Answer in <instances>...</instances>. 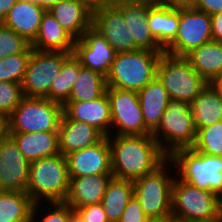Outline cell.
Wrapping results in <instances>:
<instances>
[{"label": "cell", "instance_id": "cell-1", "mask_svg": "<svg viewBox=\"0 0 222 222\" xmlns=\"http://www.w3.org/2000/svg\"><path fill=\"white\" fill-rule=\"evenodd\" d=\"M114 136H108L113 178L135 181L169 158L151 134Z\"/></svg>", "mask_w": 222, "mask_h": 222}, {"label": "cell", "instance_id": "cell-2", "mask_svg": "<svg viewBox=\"0 0 222 222\" xmlns=\"http://www.w3.org/2000/svg\"><path fill=\"white\" fill-rule=\"evenodd\" d=\"M164 51L136 50L115 54L107 87L139 92L156 77L158 61Z\"/></svg>", "mask_w": 222, "mask_h": 222}, {"label": "cell", "instance_id": "cell-3", "mask_svg": "<svg viewBox=\"0 0 222 222\" xmlns=\"http://www.w3.org/2000/svg\"><path fill=\"white\" fill-rule=\"evenodd\" d=\"M69 189L66 157L58 155L30 162L26 192L33 203L64 202Z\"/></svg>", "mask_w": 222, "mask_h": 222}, {"label": "cell", "instance_id": "cell-4", "mask_svg": "<svg viewBox=\"0 0 222 222\" xmlns=\"http://www.w3.org/2000/svg\"><path fill=\"white\" fill-rule=\"evenodd\" d=\"M196 133L190 103L170 99L160 123L151 135L170 157L177 150L192 148Z\"/></svg>", "mask_w": 222, "mask_h": 222}, {"label": "cell", "instance_id": "cell-5", "mask_svg": "<svg viewBox=\"0 0 222 222\" xmlns=\"http://www.w3.org/2000/svg\"><path fill=\"white\" fill-rule=\"evenodd\" d=\"M169 159L177 178L189 185L222 196V157L211 156L192 148L175 151Z\"/></svg>", "mask_w": 222, "mask_h": 222}, {"label": "cell", "instance_id": "cell-6", "mask_svg": "<svg viewBox=\"0 0 222 222\" xmlns=\"http://www.w3.org/2000/svg\"><path fill=\"white\" fill-rule=\"evenodd\" d=\"M172 185L171 215L178 222H211L219 218L220 198L177 179Z\"/></svg>", "mask_w": 222, "mask_h": 222}, {"label": "cell", "instance_id": "cell-7", "mask_svg": "<svg viewBox=\"0 0 222 222\" xmlns=\"http://www.w3.org/2000/svg\"><path fill=\"white\" fill-rule=\"evenodd\" d=\"M156 77L166 88L171 100L191 103L208 84L185 57L163 52L156 69Z\"/></svg>", "mask_w": 222, "mask_h": 222}, {"label": "cell", "instance_id": "cell-8", "mask_svg": "<svg viewBox=\"0 0 222 222\" xmlns=\"http://www.w3.org/2000/svg\"><path fill=\"white\" fill-rule=\"evenodd\" d=\"M63 105L48 98L24 97L7 117V132L58 131Z\"/></svg>", "mask_w": 222, "mask_h": 222}, {"label": "cell", "instance_id": "cell-9", "mask_svg": "<svg viewBox=\"0 0 222 222\" xmlns=\"http://www.w3.org/2000/svg\"><path fill=\"white\" fill-rule=\"evenodd\" d=\"M171 164L173 162L168 158L155 171L133 181L134 196L148 218L171 215L172 185L175 179L167 168Z\"/></svg>", "mask_w": 222, "mask_h": 222}, {"label": "cell", "instance_id": "cell-10", "mask_svg": "<svg viewBox=\"0 0 222 222\" xmlns=\"http://www.w3.org/2000/svg\"><path fill=\"white\" fill-rule=\"evenodd\" d=\"M212 40L211 15L194 8H181L177 35L164 52L185 57L192 50Z\"/></svg>", "mask_w": 222, "mask_h": 222}, {"label": "cell", "instance_id": "cell-11", "mask_svg": "<svg viewBox=\"0 0 222 222\" xmlns=\"http://www.w3.org/2000/svg\"><path fill=\"white\" fill-rule=\"evenodd\" d=\"M72 53L32 51L21 83L24 97L47 98L51 83Z\"/></svg>", "mask_w": 222, "mask_h": 222}, {"label": "cell", "instance_id": "cell-12", "mask_svg": "<svg viewBox=\"0 0 222 222\" xmlns=\"http://www.w3.org/2000/svg\"><path fill=\"white\" fill-rule=\"evenodd\" d=\"M110 101L111 129L113 135H148L151 131L145 126L138 94L135 91L107 87Z\"/></svg>", "mask_w": 222, "mask_h": 222}, {"label": "cell", "instance_id": "cell-13", "mask_svg": "<svg viewBox=\"0 0 222 222\" xmlns=\"http://www.w3.org/2000/svg\"><path fill=\"white\" fill-rule=\"evenodd\" d=\"M30 162L7 134L0 142V191L26 192Z\"/></svg>", "mask_w": 222, "mask_h": 222}, {"label": "cell", "instance_id": "cell-14", "mask_svg": "<svg viewBox=\"0 0 222 222\" xmlns=\"http://www.w3.org/2000/svg\"><path fill=\"white\" fill-rule=\"evenodd\" d=\"M72 54L82 67L107 76L115 57V50L93 26L75 40Z\"/></svg>", "mask_w": 222, "mask_h": 222}, {"label": "cell", "instance_id": "cell-15", "mask_svg": "<svg viewBox=\"0 0 222 222\" xmlns=\"http://www.w3.org/2000/svg\"><path fill=\"white\" fill-rule=\"evenodd\" d=\"M154 3V0H114V4L124 15L135 43V51H164L150 33L148 25V10Z\"/></svg>", "mask_w": 222, "mask_h": 222}, {"label": "cell", "instance_id": "cell-16", "mask_svg": "<svg viewBox=\"0 0 222 222\" xmlns=\"http://www.w3.org/2000/svg\"><path fill=\"white\" fill-rule=\"evenodd\" d=\"M69 179L86 175L112 174L108 137L97 144L65 155Z\"/></svg>", "mask_w": 222, "mask_h": 222}, {"label": "cell", "instance_id": "cell-17", "mask_svg": "<svg viewBox=\"0 0 222 222\" xmlns=\"http://www.w3.org/2000/svg\"><path fill=\"white\" fill-rule=\"evenodd\" d=\"M92 26L119 52L135 51V43L122 11L113 3L93 12Z\"/></svg>", "mask_w": 222, "mask_h": 222}, {"label": "cell", "instance_id": "cell-18", "mask_svg": "<svg viewBox=\"0 0 222 222\" xmlns=\"http://www.w3.org/2000/svg\"><path fill=\"white\" fill-rule=\"evenodd\" d=\"M63 113L69 119L95 127L105 137L113 132L110 129L111 109L107 93L92 101H66L63 104Z\"/></svg>", "mask_w": 222, "mask_h": 222}, {"label": "cell", "instance_id": "cell-19", "mask_svg": "<svg viewBox=\"0 0 222 222\" xmlns=\"http://www.w3.org/2000/svg\"><path fill=\"white\" fill-rule=\"evenodd\" d=\"M112 174L86 175L69 179V189L64 203L77 210L89 204L101 203Z\"/></svg>", "mask_w": 222, "mask_h": 222}, {"label": "cell", "instance_id": "cell-20", "mask_svg": "<svg viewBox=\"0 0 222 222\" xmlns=\"http://www.w3.org/2000/svg\"><path fill=\"white\" fill-rule=\"evenodd\" d=\"M105 136L95 127L69 119L64 113L58 129L59 152L64 156L70 152L93 146Z\"/></svg>", "mask_w": 222, "mask_h": 222}, {"label": "cell", "instance_id": "cell-21", "mask_svg": "<svg viewBox=\"0 0 222 222\" xmlns=\"http://www.w3.org/2000/svg\"><path fill=\"white\" fill-rule=\"evenodd\" d=\"M44 10L35 2L18 0L2 24L32 43L38 35Z\"/></svg>", "mask_w": 222, "mask_h": 222}, {"label": "cell", "instance_id": "cell-22", "mask_svg": "<svg viewBox=\"0 0 222 222\" xmlns=\"http://www.w3.org/2000/svg\"><path fill=\"white\" fill-rule=\"evenodd\" d=\"M75 40L48 10L43 14L38 35L31 47L37 51L72 53Z\"/></svg>", "mask_w": 222, "mask_h": 222}, {"label": "cell", "instance_id": "cell-23", "mask_svg": "<svg viewBox=\"0 0 222 222\" xmlns=\"http://www.w3.org/2000/svg\"><path fill=\"white\" fill-rule=\"evenodd\" d=\"M16 142L20 152L29 161L58 155V131L48 132H7Z\"/></svg>", "mask_w": 222, "mask_h": 222}, {"label": "cell", "instance_id": "cell-24", "mask_svg": "<svg viewBox=\"0 0 222 222\" xmlns=\"http://www.w3.org/2000/svg\"><path fill=\"white\" fill-rule=\"evenodd\" d=\"M49 11L75 39H80L92 26L93 12L77 0H62Z\"/></svg>", "mask_w": 222, "mask_h": 222}, {"label": "cell", "instance_id": "cell-25", "mask_svg": "<svg viewBox=\"0 0 222 222\" xmlns=\"http://www.w3.org/2000/svg\"><path fill=\"white\" fill-rule=\"evenodd\" d=\"M137 94L145 126L152 132L166 111L170 100L169 95L157 77L147 83Z\"/></svg>", "mask_w": 222, "mask_h": 222}, {"label": "cell", "instance_id": "cell-26", "mask_svg": "<svg viewBox=\"0 0 222 222\" xmlns=\"http://www.w3.org/2000/svg\"><path fill=\"white\" fill-rule=\"evenodd\" d=\"M150 33L165 49L176 37L179 27V9L154 3L148 10Z\"/></svg>", "mask_w": 222, "mask_h": 222}, {"label": "cell", "instance_id": "cell-27", "mask_svg": "<svg viewBox=\"0 0 222 222\" xmlns=\"http://www.w3.org/2000/svg\"><path fill=\"white\" fill-rule=\"evenodd\" d=\"M185 58L208 83L222 74V43L210 41L192 50Z\"/></svg>", "mask_w": 222, "mask_h": 222}, {"label": "cell", "instance_id": "cell-28", "mask_svg": "<svg viewBox=\"0 0 222 222\" xmlns=\"http://www.w3.org/2000/svg\"><path fill=\"white\" fill-rule=\"evenodd\" d=\"M196 130L222 121V97L208 83L190 103Z\"/></svg>", "mask_w": 222, "mask_h": 222}, {"label": "cell", "instance_id": "cell-29", "mask_svg": "<svg viewBox=\"0 0 222 222\" xmlns=\"http://www.w3.org/2000/svg\"><path fill=\"white\" fill-rule=\"evenodd\" d=\"M134 195L133 181L112 178L107 185L101 204L110 222H117Z\"/></svg>", "mask_w": 222, "mask_h": 222}, {"label": "cell", "instance_id": "cell-30", "mask_svg": "<svg viewBox=\"0 0 222 222\" xmlns=\"http://www.w3.org/2000/svg\"><path fill=\"white\" fill-rule=\"evenodd\" d=\"M106 77L89 68L81 67L67 101H92L106 93Z\"/></svg>", "mask_w": 222, "mask_h": 222}, {"label": "cell", "instance_id": "cell-31", "mask_svg": "<svg viewBox=\"0 0 222 222\" xmlns=\"http://www.w3.org/2000/svg\"><path fill=\"white\" fill-rule=\"evenodd\" d=\"M33 204L27 192L0 191V222H31Z\"/></svg>", "mask_w": 222, "mask_h": 222}, {"label": "cell", "instance_id": "cell-32", "mask_svg": "<svg viewBox=\"0 0 222 222\" xmlns=\"http://www.w3.org/2000/svg\"><path fill=\"white\" fill-rule=\"evenodd\" d=\"M81 67L80 62L72 54L63 63L60 72L53 79L47 98L63 105L70 97L73 84Z\"/></svg>", "mask_w": 222, "mask_h": 222}, {"label": "cell", "instance_id": "cell-33", "mask_svg": "<svg viewBox=\"0 0 222 222\" xmlns=\"http://www.w3.org/2000/svg\"><path fill=\"white\" fill-rule=\"evenodd\" d=\"M192 149L207 155L222 157V121L198 129Z\"/></svg>", "mask_w": 222, "mask_h": 222}, {"label": "cell", "instance_id": "cell-34", "mask_svg": "<svg viewBox=\"0 0 222 222\" xmlns=\"http://www.w3.org/2000/svg\"><path fill=\"white\" fill-rule=\"evenodd\" d=\"M32 51L30 45L24 52L0 59V81L21 84Z\"/></svg>", "mask_w": 222, "mask_h": 222}, {"label": "cell", "instance_id": "cell-35", "mask_svg": "<svg viewBox=\"0 0 222 222\" xmlns=\"http://www.w3.org/2000/svg\"><path fill=\"white\" fill-rule=\"evenodd\" d=\"M30 45L23 36L0 23V59L24 52Z\"/></svg>", "mask_w": 222, "mask_h": 222}, {"label": "cell", "instance_id": "cell-36", "mask_svg": "<svg viewBox=\"0 0 222 222\" xmlns=\"http://www.w3.org/2000/svg\"><path fill=\"white\" fill-rule=\"evenodd\" d=\"M24 98L20 83L0 81V115L7 118Z\"/></svg>", "mask_w": 222, "mask_h": 222}, {"label": "cell", "instance_id": "cell-37", "mask_svg": "<svg viewBox=\"0 0 222 222\" xmlns=\"http://www.w3.org/2000/svg\"><path fill=\"white\" fill-rule=\"evenodd\" d=\"M41 203H34L32 207V213H31V222H36V217L38 218V215L36 214L39 212L38 209H40ZM50 205L53 207H49L46 214L42 216V219L40 222H69V216L74 211L72 207L67 205L64 202H53L50 203ZM53 209V210H51Z\"/></svg>", "mask_w": 222, "mask_h": 222}, {"label": "cell", "instance_id": "cell-38", "mask_svg": "<svg viewBox=\"0 0 222 222\" xmlns=\"http://www.w3.org/2000/svg\"><path fill=\"white\" fill-rule=\"evenodd\" d=\"M147 218L148 217L141 208L140 202L133 195L117 222H146Z\"/></svg>", "mask_w": 222, "mask_h": 222}, {"label": "cell", "instance_id": "cell-39", "mask_svg": "<svg viewBox=\"0 0 222 222\" xmlns=\"http://www.w3.org/2000/svg\"><path fill=\"white\" fill-rule=\"evenodd\" d=\"M76 211L85 222H110L101 203L85 205Z\"/></svg>", "mask_w": 222, "mask_h": 222}, {"label": "cell", "instance_id": "cell-40", "mask_svg": "<svg viewBox=\"0 0 222 222\" xmlns=\"http://www.w3.org/2000/svg\"><path fill=\"white\" fill-rule=\"evenodd\" d=\"M193 8L211 16L216 15L222 12V0H196Z\"/></svg>", "mask_w": 222, "mask_h": 222}, {"label": "cell", "instance_id": "cell-41", "mask_svg": "<svg viewBox=\"0 0 222 222\" xmlns=\"http://www.w3.org/2000/svg\"><path fill=\"white\" fill-rule=\"evenodd\" d=\"M156 3L174 8H193L196 0H154Z\"/></svg>", "mask_w": 222, "mask_h": 222}, {"label": "cell", "instance_id": "cell-42", "mask_svg": "<svg viewBox=\"0 0 222 222\" xmlns=\"http://www.w3.org/2000/svg\"><path fill=\"white\" fill-rule=\"evenodd\" d=\"M213 41L222 43V12L211 16Z\"/></svg>", "mask_w": 222, "mask_h": 222}, {"label": "cell", "instance_id": "cell-43", "mask_svg": "<svg viewBox=\"0 0 222 222\" xmlns=\"http://www.w3.org/2000/svg\"><path fill=\"white\" fill-rule=\"evenodd\" d=\"M77 1L84 4L92 12L114 3V0H77Z\"/></svg>", "mask_w": 222, "mask_h": 222}, {"label": "cell", "instance_id": "cell-44", "mask_svg": "<svg viewBox=\"0 0 222 222\" xmlns=\"http://www.w3.org/2000/svg\"><path fill=\"white\" fill-rule=\"evenodd\" d=\"M18 0H0V23L6 18L9 10L16 4Z\"/></svg>", "mask_w": 222, "mask_h": 222}, {"label": "cell", "instance_id": "cell-45", "mask_svg": "<svg viewBox=\"0 0 222 222\" xmlns=\"http://www.w3.org/2000/svg\"><path fill=\"white\" fill-rule=\"evenodd\" d=\"M60 1L62 0H37V5L48 11L53 5L59 3Z\"/></svg>", "mask_w": 222, "mask_h": 222}, {"label": "cell", "instance_id": "cell-46", "mask_svg": "<svg viewBox=\"0 0 222 222\" xmlns=\"http://www.w3.org/2000/svg\"><path fill=\"white\" fill-rule=\"evenodd\" d=\"M7 135V118L0 115V142Z\"/></svg>", "mask_w": 222, "mask_h": 222}, {"label": "cell", "instance_id": "cell-47", "mask_svg": "<svg viewBox=\"0 0 222 222\" xmlns=\"http://www.w3.org/2000/svg\"><path fill=\"white\" fill-rule=\"evenodd\" d=\"M174 218L172 215L163 216V217H152L147 218L146 222H173Z\"/></svg>", "mask_w": 222, "mask_h": 222}, {"label": "cell", "instance_id": "cell-48", "mask_svg": "<svg viewBox=\"0 0 222 222\" xmlns=\"http://www.w3.org/2000/svg\"><path fill=\"white\" fill-rule=\"evenodd\" d=\"M212 86L217 90V92L222 97V74H220L217 78H215L211 82Z\"/></svg>", "mask_w": 222, "mask_h": 222}, {"label": "cell", "instance_id": "cell-49", "mask_svg": "<svg viewBox=\"0 0 222 222\" xmlns=\"http://www.w3.org/2000/svg\"><path fill=\"white\" fill-rule=\"evenodd\" d=\"M69 222H85L77 211H73L69 216Z\"/></svg>", "mask_w": 222, "mask_h": 222}, {"label": "cell", "instance_id": "cell-50", "mask_svg": "<svg viewBox=\"0 0 222 222\" xmlns=\"http://www.w3.org/2000/svg\"><path fill=\"white\" fill-rule=\"evenodd\" d=\"M219 217L222 219V196L219 200Z\"/></svg>", "mask_w": 222, "mask_h": 222}, {"label": "cell", "instance_id": "cell-51", "mask_svg": "<svg viewBox=\"0 0 222 222\" xmlns=\"http://www.w3.org/2000/svg\"><path fill=\"white\" fill-rule=\"evenodd\" d=\"M211 222H222V219L219 217L218 219L211 221Z\"/></svg>", "mask_w": 222, "mask_h": 222}, {"label": "cell", "instance_id": "cell-52", "mask_svg": "<svg viewBox=\"0 0 222 222\" xmlns=\"http://www.w3.org/2000/svg\"><path fill=\"white\" fill-rule=\"evenodd\" d=\"M23 1L35 2L37 4V0H23Z\"/></svg>", "mask_w": 222, "mask_h": 222}]
</instances>
